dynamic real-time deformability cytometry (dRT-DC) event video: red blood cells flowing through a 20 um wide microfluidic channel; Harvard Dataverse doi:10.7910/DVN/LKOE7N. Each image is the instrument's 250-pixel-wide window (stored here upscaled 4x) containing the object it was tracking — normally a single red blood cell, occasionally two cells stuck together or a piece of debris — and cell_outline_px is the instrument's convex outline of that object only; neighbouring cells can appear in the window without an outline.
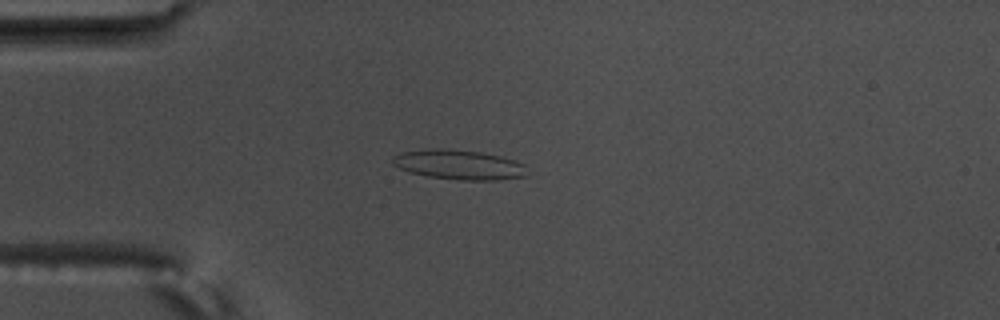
{"species": "common noctule bat (a hibernating species)", "species_latin": "Nyctalus noctula", "temperature_condition": "warm", "stored_images_in_passage": 11, "camera_frame_rate_fps": 3000, "um_per_image_px": 0.085, "animal": {"sex": "male", "body_mass_g": 17.5, "forearm_length_mm": 52.3}, "frame": {"image": 1, "passage_image": 4, "time_ms": 1.0, "image_size_px": [1000, 320], "cell_outline_px": [[524, 176], [496, 180], [460, 180], [428, 176], [408, 172], [392, 164], [392, 156], [400, 152], [440, 148], [448, 148], [480, 152], [500, 156], [524, 164]], "centroid_in_image_um": [38.94, 13.99], "position_along_channel_um": 46.1, "area_um2": 23.06}}
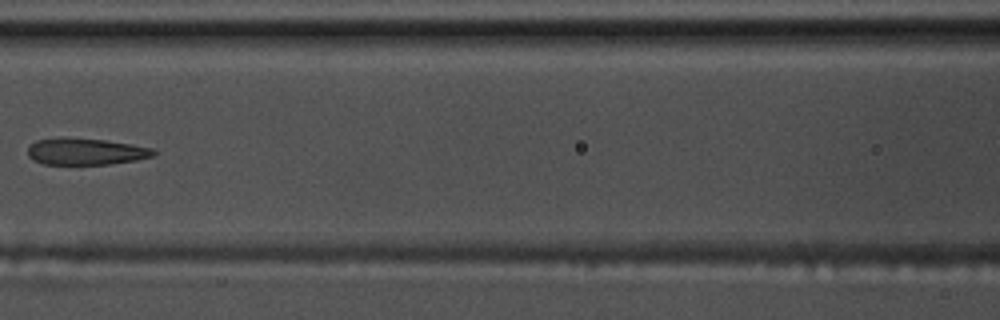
{"frame": {"image": 2, "passage_image": 7, "time_ms": 2.0, "image_size_px": [1000, 320], "cell_outline_px": [[156, 152], [152, 156], [136, 160], [108, 164], [44, 164], [32, 160], [28, 156], [28, 148], [36, 140], [104, 140], [132, 144], [152, 148]], "centroid_in_image_um": [7.33, 12.92], "position_along_channel_um": 159.3, "area_um2": 18.67}}
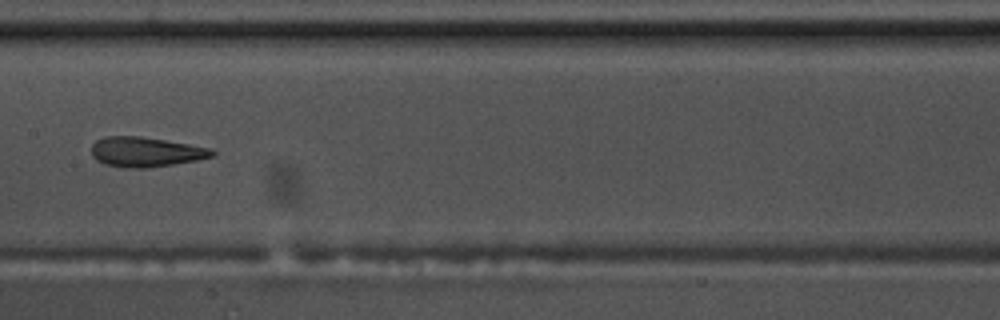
{"frame": {"image": 3, "passage_image": 8, "time_ms": 2.333, "image_size_px": [1000, 320], "cell_outline_px": [[216, 152], [212, 156], [196, 160], [148, 168], [124, 168], [104, 164], [96, 160], [92, 156], [92, 144], [96, 140], [108, 136], [140, 136], [212, 148]], "centroid_in_image_um": [12.36, 12.92], "position_along_channel_um": 195.0, "area_um2": 20.92}}